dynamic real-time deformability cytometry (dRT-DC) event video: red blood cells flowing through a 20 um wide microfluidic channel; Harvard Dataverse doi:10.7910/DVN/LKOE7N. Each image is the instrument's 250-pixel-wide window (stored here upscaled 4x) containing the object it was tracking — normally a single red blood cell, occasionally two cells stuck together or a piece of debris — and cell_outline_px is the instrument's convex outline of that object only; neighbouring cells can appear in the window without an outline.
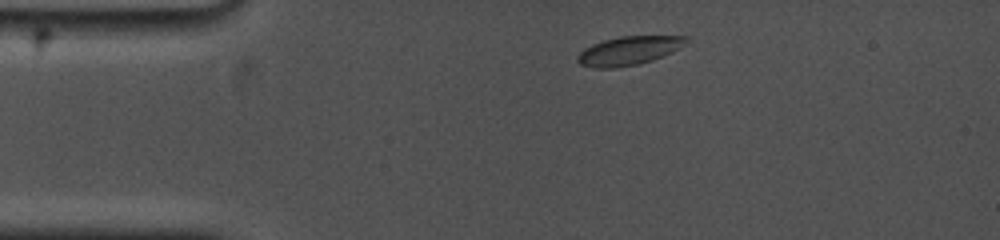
{"species": "common noctule bat (a hibernating species)", "species_latin": "Nyctalus noctula", "temperature_condition": "cold", "stored_images_in_passage": 98, "camera_frame_rate_fps": 5000, "um_per_image_px": 0.085, "animal": {"sex": "female", "body_mass_g": 19.0, "forearm_length_mm": 53.3}, "frame": {"image": 1, "passage_image": 1, "time_ms": 0.0, "image_size_px": [1000, 240], "cell_outline_px": [[688, 40], [680, 48], [672, 52], [652, 60], [636, 64], [616, 68], [592, 68], [580, 64], [576, 60], [576, 56], [584, 48], [592, 44], [604, 40], [620, 36], [688, 36]], "centroid_in_image_um": [53.41, 4.31], "position_along_channel_um": 31.6, "area_um2": 18.15}}
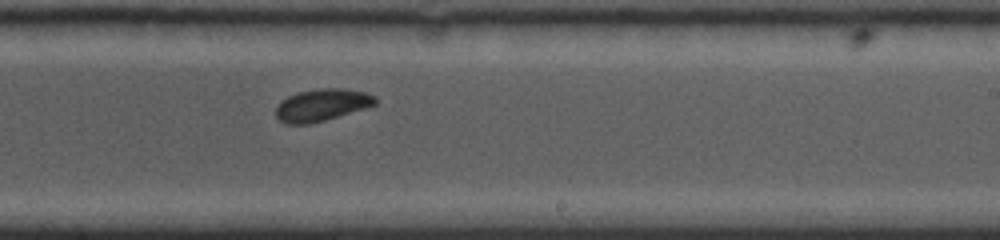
{"frame": {"image": 2, "passage_image": 55, "time_ms": 7.4, "image_size_px": [1000, 240], "cell_outline_px": [[376, 104], [368, 108], [324, 120], [308, 124], [288, 124], [280, 120], [276, 116], [276, 108], [288, 96], [300, 92], [320, 88], [340, 88], [368, 92], [376, 96]], "centroid_in_image_um": [27.42, 8.92], "position_along_channel_um": 261.6, "area_um2": 18.5}}
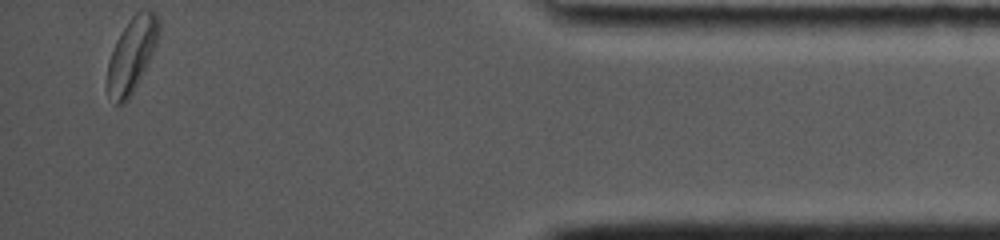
{"frame": {"image": 3, "passage_image": 98, "time_ms": 13.0, "image_size_px": [1000, 240], "cell_outline_px": [[160, 32], [156, 44], [128, 100], [124, 104], [116, 104], [108, 92], [108, 60], [116, 40], [132, 16], [136, 12], [156, 12], [160, 20]], "centroid_in_image_um": [11.2, 4.63], "position_along_channel_um": 424.0, "area_um2": 21.56}, "authors_computed_cell_mechanics": {"area_um2": 18.9584, "velocity_mm_per_s": 3.6912, "shape_relaxation_time_tau1_ms": 5.2062, "shape_relaxation_time_tau2_ms": 5.0925, "deformation_change_tau1": 0.1275, "deformation_change_tau2": 0.0574}}